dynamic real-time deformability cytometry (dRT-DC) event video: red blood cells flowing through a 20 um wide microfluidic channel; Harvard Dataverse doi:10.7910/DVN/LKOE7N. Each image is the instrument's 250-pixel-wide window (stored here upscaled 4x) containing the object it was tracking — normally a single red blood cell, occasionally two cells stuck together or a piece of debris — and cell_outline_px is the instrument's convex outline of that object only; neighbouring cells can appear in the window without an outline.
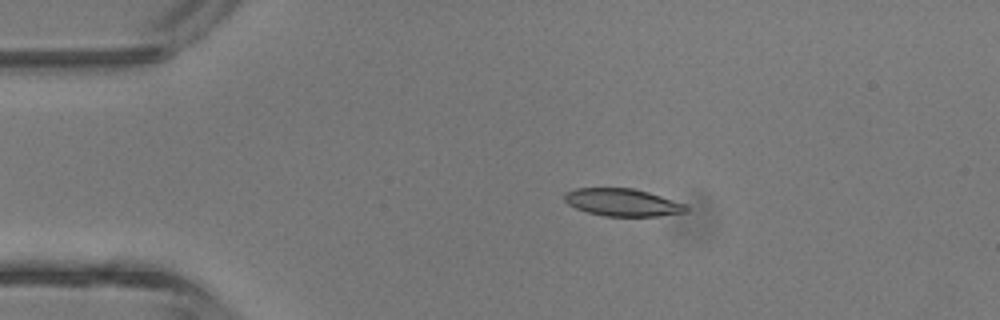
{"species": "common noctule bat (a hibernating species)", "species_latin": "Nyctalus noctula", "temperature_condition": "room temperature", "stored_images_in_passage": 4, "camera_frame_rate_fps": 3000, "um_per_image_px": 0.085, "animal": {"sex": "male", "body_mass_g": 13.3}, "frame": {"image": 1, "passage_image": 3, "time_ms": 2.333, "image_size_px": [1000, 320], "cell_outline_px": [[688, 212], [660, 216], [604, 216], [588, 212], [576, 208], [568, 204], [564, 200], [564, 192], [576, 188], [632, 188], [648, 192], [684, 204], [688, 208]], "centroid_in_image_um": [52.89, 17.2], "position_along_channel_um": 32.1, "area_um2": 19.42}}